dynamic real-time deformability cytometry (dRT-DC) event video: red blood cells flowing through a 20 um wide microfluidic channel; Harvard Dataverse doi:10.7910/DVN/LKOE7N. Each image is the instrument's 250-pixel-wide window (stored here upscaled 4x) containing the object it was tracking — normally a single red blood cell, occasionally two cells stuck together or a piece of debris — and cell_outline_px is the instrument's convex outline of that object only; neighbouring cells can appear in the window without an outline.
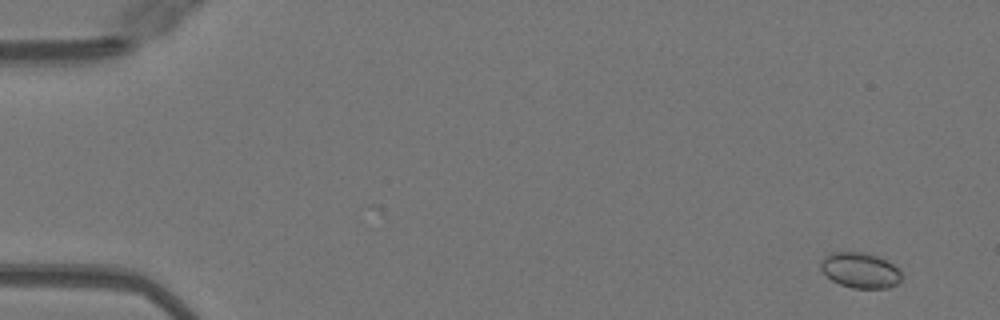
{"species": "Egyptian fruit bat (a non-hibernating species)", "species_latin": "Rousettus aegyptiacus", "temperature_condition": "warm", "stored_images_in_passage": 53, "segment_of_instrument_passage": [1, 2], "camera_frame_rate_fps": 3000, "um_per_image_px": 0.085, "animal": {"sex": "female"}, "frame": {"image": 1, "passage_image": 4, "time_ms": 1.0, "image_size_px": [1000, 320], "cell_outline_px": [[900, 280], [896, 284], [888, 288], [852, 288], [840, 284], [832, 280], [820, 268], [820, 260], [828, 252], [864, 252], [876, 256], [900, 268]], "centroid_in_image_um": [73.08, 22.96], "position_along_channel_um": 11.9, "area_um2": 16.65}}
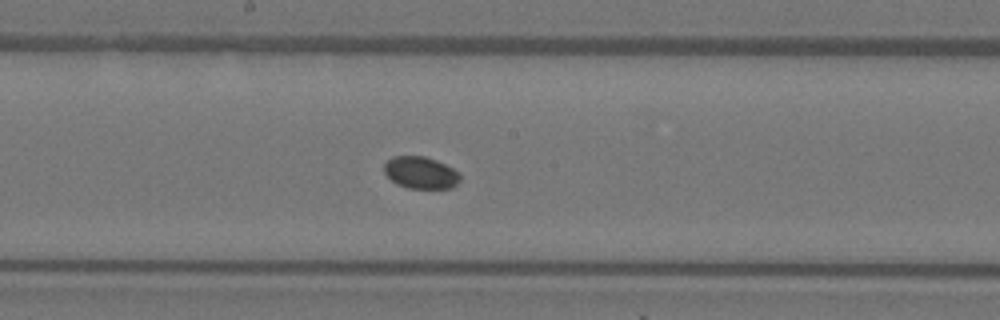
{"frame": {"image": 2, "passage_image": 29, "time_ms": 9.333, "image_size_px": [1000, 320], "cell_outline_px": [[460, 180], [452, 188], [408, 188], [396, 184], [384, 172], [384, 164], [392, 156], [424, 156], [436, 160], [460, 172]], "centroid_in_image_um": [35.76, 14.67], "position_along_channel_um": 212.4, "area_um2": 14.16}}
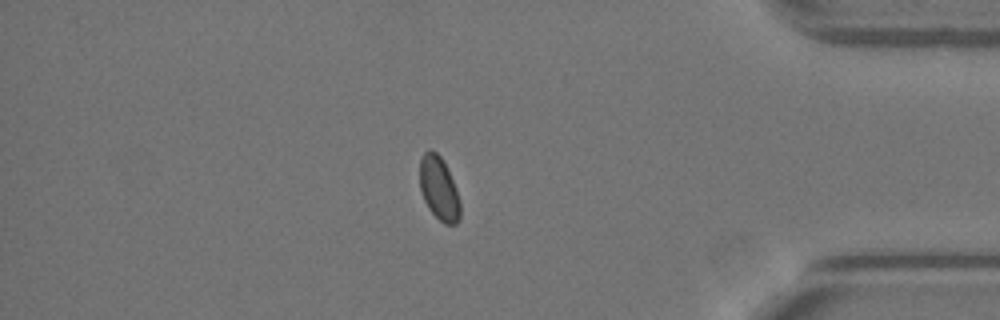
{"frame": {"image": 3, "passage_image": 45, "time_ms": 14.667, "image_size_px": [1000, 320], "cell_outline_px": [[460, 216], [456, 224], [444, 224], [428, 208], [424, 200], [420, 188], [420, 156], [428, 148], [432, 148], [444, 160], [456, 188], [460, 204]], "centroid_in_image_um": [37.3, 15.97], "position_along_channel_um": 397.9, "area_um2": 15.09}}